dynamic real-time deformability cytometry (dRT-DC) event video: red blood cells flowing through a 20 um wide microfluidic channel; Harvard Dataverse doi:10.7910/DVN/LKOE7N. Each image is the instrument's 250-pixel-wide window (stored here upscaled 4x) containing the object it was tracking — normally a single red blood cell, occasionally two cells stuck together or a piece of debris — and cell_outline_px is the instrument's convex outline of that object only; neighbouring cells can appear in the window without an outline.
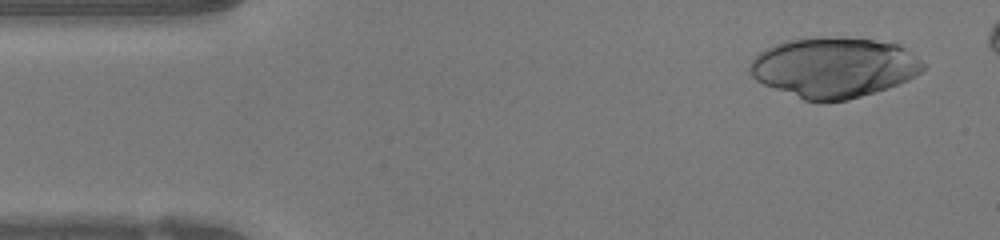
{"species": "human", "species_latin": "Homo sapiens", "temperature_condition": "warm", "stored_images_in_passage": 43, "camera_frame_rate_fps": 3000, "um_per_image_px": 0.085, "donor": {"sex": "female"}, "frame": {"image": 1, "passage_image": 3, "time_ms": 0.667, "image_size_px": [1000, 240], "cell_outline_px": [[928, 64], [916, 76], [908, 80], [888, 88], [876, 92], [848, 100], [804, 100], [764, 84], [756, 80], [748, 72], [748, 68], [752, 60], [760, 52], [776, 44], [788, 40], [820, 36], [828, 36], [872, 40], [900, 44]], "centroid_in_image_um": [70.92, 5.72], "position_along_channel_um": 14.1, "area_um2": 60.81}}